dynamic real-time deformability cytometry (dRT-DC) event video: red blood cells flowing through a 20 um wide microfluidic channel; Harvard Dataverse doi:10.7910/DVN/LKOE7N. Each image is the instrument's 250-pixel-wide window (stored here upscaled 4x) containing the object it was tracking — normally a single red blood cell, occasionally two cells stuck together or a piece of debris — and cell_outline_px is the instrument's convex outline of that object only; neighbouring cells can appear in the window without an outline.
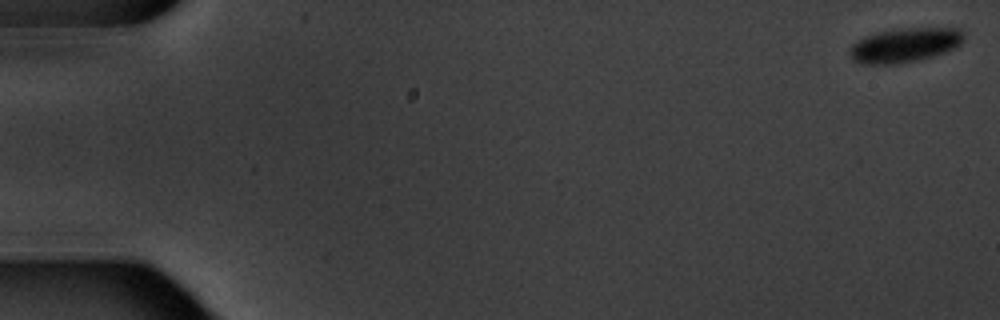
{"species": "common noctule bat (a hibernating species)", "species_latin": "Nyctalus noctula", "temperature_condition": "warm", "stored_images_in_passage": 6, "camera_frame_rate_fps": 3000, "um_per_image_px": 0.085, "animal": {"sex": "male", "body_mass_g": 20.1, "forearm_length_mm": 53.5}, "frame": {"image": 1, "passage_image": 1, "time_ms": 0.0, "image_size_px": [1000, 320], "cell_outline_px": [[964, 40], [956, 48], [932, 56], [916, 60], [896, 64], [860, 64], [852, 60], [848, 52], [848, 48], [856, 40], [864, 36], [880, 32], [900, 28], [960, 28], [964, 36]], "centroid_in_image_um": [76.86, 3.83], "position_along_channel_um": 8.1, "area_um2": 23.0}}
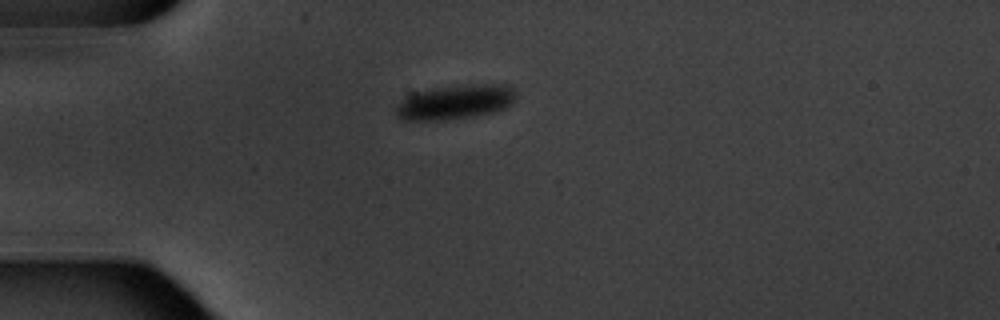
{"frame": {"image": 2, "passage_image": 5, "time_ms": 5.0, "image_size_px": [1000, 320], "cell_outline_px": [[516, 100], [512, 104], [496, 112], [476, 116], [444, 120], [404, 120], [396, 112], [396, 104], [404, 88], [484, 84], [508, 84], [516, 92]], "centroid_in_image_um": [38.56, 8.62], "position_along_channel_um": 46.4, "area_um2": 25.66}}